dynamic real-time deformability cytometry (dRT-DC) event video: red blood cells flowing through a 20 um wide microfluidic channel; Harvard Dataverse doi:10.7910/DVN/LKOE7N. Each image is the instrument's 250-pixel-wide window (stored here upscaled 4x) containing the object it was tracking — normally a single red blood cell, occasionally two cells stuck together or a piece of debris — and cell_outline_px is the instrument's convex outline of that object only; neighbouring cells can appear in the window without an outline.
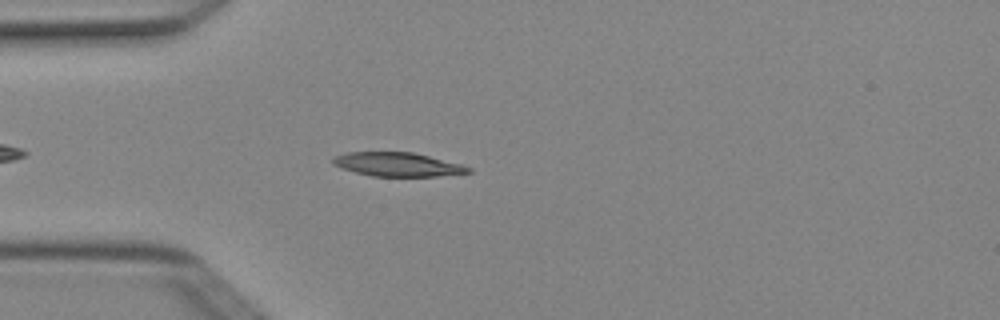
{"species": "Egyptian fruit bat (a non-hibernating species)", "species_latin": "Rousettus aegyptiacus", "temperature_condition": "cold", "stored_images_in_passage": 4, "camera_frame_rate_fps": 3000, "um_per_image_px": 0.085, "animal": {"sex": "female"}, "frame": {"image": 1, "passage_image": 4, "time_ms": 1.0, "image_size_px": [1000, 320], "cell_outline_px": [[472, 172], [436, 176], [372, 176], [356, 172], [332, 164], [332, 160], [336, 156], [348, 152], [412, 152], [460, 164], [472, 168]], "centroid_in_image_um": [33.8, 13.97], "position_along_channel_um": 51.2, "area_um2": 18.5}}